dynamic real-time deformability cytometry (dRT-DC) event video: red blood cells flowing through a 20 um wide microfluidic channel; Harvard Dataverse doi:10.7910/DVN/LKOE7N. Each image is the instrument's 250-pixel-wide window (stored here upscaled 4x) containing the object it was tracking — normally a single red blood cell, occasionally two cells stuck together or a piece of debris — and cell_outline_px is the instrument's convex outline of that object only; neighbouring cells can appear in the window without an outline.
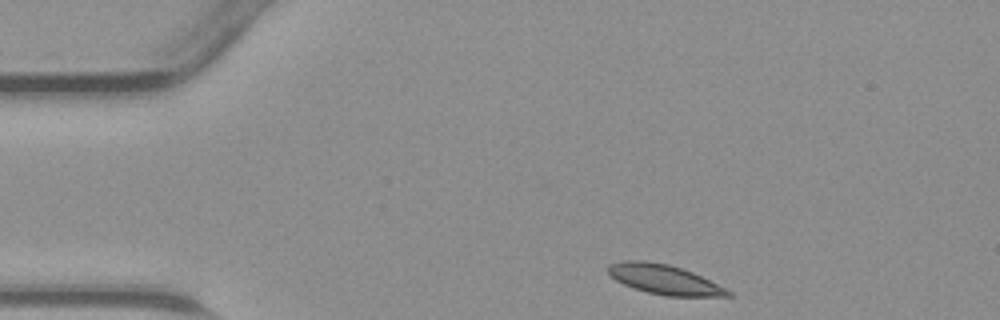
{"species": "common noctule bat (a hibernating species)", "species_latin": "Nyctalus noctula", "temperature_condition": "warm", "stored_images_in_passage": 31, "camera_frame_rate_fps": 3000, "um_per_image_px": 0.085, "animal": {"sex": "male", "body_mass_g": 23.1, "forearm_length_mm": 52.7}, "frame": {"image": 1, "passage_image": 1, "time_ms": 0.0, "image_size_px": [1000, 320], "cell_outline_px": [[732, 296], [664, 296], [648, 292], [624, 284], [616, 280], [608, 272], [608, 264], [624, 260], [644, 260], [668, 264], [692, 272], [728, 288], [732, 292]], "centroid_in_image_um": [56.49, 23.75], "position_along_channel_um": 28.5, "area_um2": 20.63}}
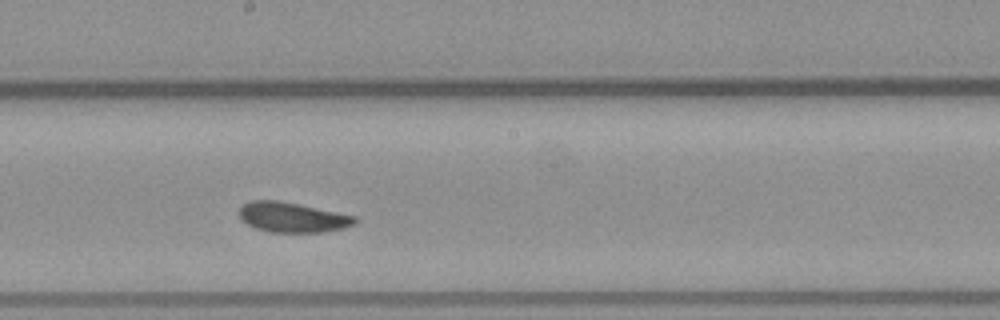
{"frame": {"image": 2, "passage_image": 18, "time_ms": 5.667, "image_size_px": [1000, 320], "cell_outline_px": [[356, 224], [344, 228], [324, 232], [268, 232], [256, 228], [248, 224], [240, 216], [240, 208], [244, 204], [252, 200], [276, 200], [356, 216]], "centroid_in_image_um": [24.87, 18.48], "position_along_channel_um": 223.3, "area_um2": 19.88}}
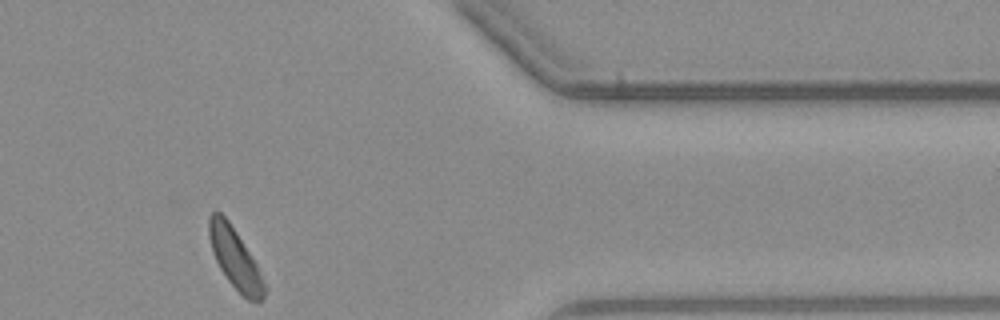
{"frame": {"image": 3, "passage_image": 31, "time_ms": 10.0, "image_size_px": [1000, 320], "cell_outline_px": [[268, 288], [264, 300], [260, 304], [256, 304], [248, 300], [228, 280], [220, 268], [212, 252], [208, 236], [208, 216], [212, 212], [220, 212], [228, 220], [236, 232], [256, 264]], "centroid_in_image_um": [20.0, 22.02], "position_along_channel_um": 391.4, "area_um2": 19.54}}